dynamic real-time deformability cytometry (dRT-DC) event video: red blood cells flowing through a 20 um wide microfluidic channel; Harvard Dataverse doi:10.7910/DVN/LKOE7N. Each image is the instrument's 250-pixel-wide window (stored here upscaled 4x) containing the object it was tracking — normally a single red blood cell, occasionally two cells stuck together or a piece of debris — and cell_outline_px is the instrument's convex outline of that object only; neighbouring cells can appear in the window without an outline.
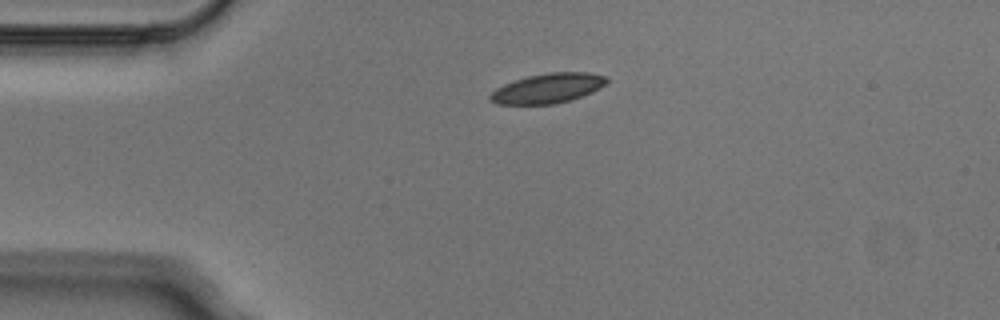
{"species": "Egyptian fruit bat (a non-hibernating species)", "species_latin": "Rousettus aegyptiacus", "temperature_condition": "cold", "stored_images_in_passage": 3, "camera_frame_rate_fps": 3000, "um_per_image_px": 0.085, "animal": {"sex": "male"}, "frame": {"image": 1, "passage_image": 1, "time_ms": 0.0, "image_size_px": [1000, 320], "cell_outline_px": [[608, 80], [600, 88], [592, 92], [572, 100], [552, 104], [496, 104], [488, 100], [488, 96], [496, 88], [504, 84], [528, 76], [548, 72], [588, 72], [608, 76]], "centroid_in_image_um": [46.56, 7.5], "position_along_channel_um": 38.4, "area_um2": 20.29}}
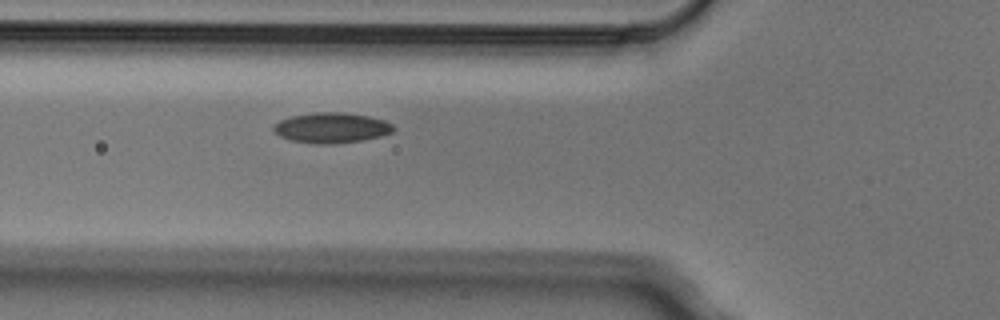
{"frame": {"image": 2, "passage_image": 3, "time_ms": 0.667, "image_size_px": [1000, 320], "cell_outline_px": [[396, 128], [392, 132], [380, 136], [360, 140], [328, 144], [316, 144], [288, 140], [280, 136], [272, 128], [280, 120], [288, 116], [316, 112], [340, 112], [368, 116], [384, 120], [392, 124]], "centroid_in_image_um": [28.15, 10.85], "position_along_channel_um": 97.6, "area_um2": 21.1}}